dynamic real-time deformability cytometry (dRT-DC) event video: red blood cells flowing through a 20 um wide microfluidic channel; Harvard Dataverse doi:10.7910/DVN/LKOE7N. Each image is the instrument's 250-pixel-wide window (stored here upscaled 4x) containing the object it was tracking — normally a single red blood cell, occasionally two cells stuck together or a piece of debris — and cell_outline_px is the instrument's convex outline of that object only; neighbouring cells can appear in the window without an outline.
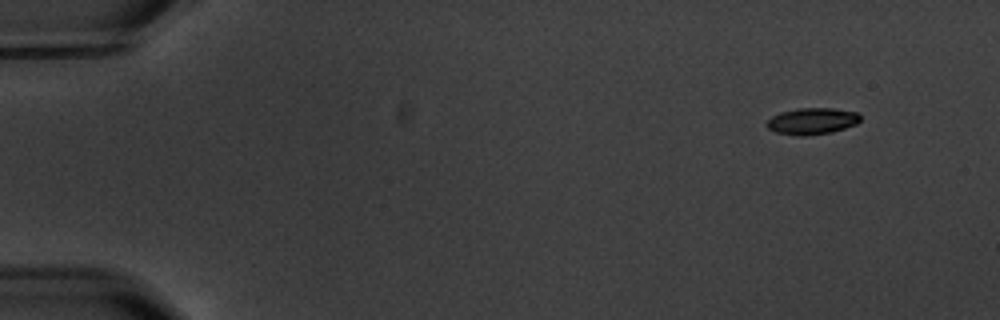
{"species": "common noctule bat (a hibernating species)", "species_latin": "Nyctalus noctula", "temperature_condition": "warm", "stored_images_in_passage": 4, "camera_frame_rate_fps": 3000, "um_per_image_px": 0.085, "animal": {"sex": "male", "body_mass_g": 20.1, "forearm_length_mm": 53.5}, "frame": {"image": 1, "passage_image": 1, "time_ms": 0.0, "image_size_px": [1000, 320], "cell_outline_px": [[860, 120], [856, 124], [832, 132], [808, 136], [800, 136], [776, 132], [768, 128], [764, 124], [772, 116], [780, 112], [796, 108], [832, 108], [856, 112], [860, 116]], "centroid_in_image_um": [69.0, 10.29], "position_along_channel_um": 16.0, "area_um2": 14.51}}